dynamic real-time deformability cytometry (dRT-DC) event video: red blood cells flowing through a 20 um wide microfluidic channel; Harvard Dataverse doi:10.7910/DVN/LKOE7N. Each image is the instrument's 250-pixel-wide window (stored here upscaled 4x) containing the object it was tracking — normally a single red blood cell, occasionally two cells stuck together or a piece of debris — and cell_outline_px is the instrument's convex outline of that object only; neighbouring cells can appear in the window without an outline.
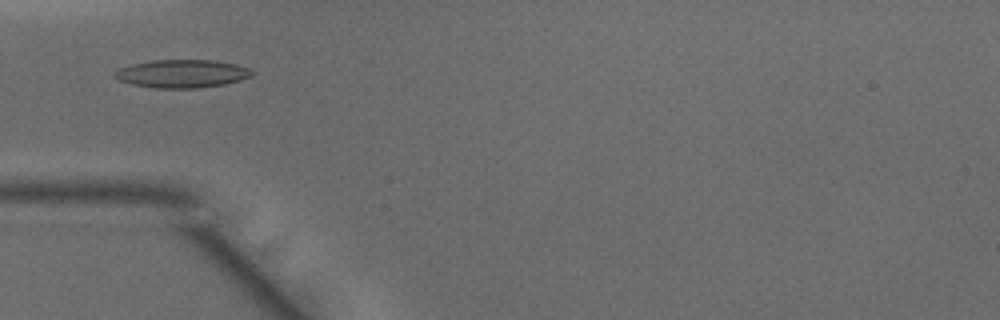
{"species": "common noctule bat (a hibernating species)", "species_latin": "Nyctalus noctula", "temperature_condition": "warm", "stored_images_in_passage": 45, "camera_frame_rate_fps": 3000, "um_per_image_px": 0.085, "animal": {"sex": "male", "body_mass_g": 15.6}, "frame": {"image": 1, "passage_image": 12, "time_ms": 3.667, "image_size_px": [1000, 320], "cell_outline_px": [[256, 72], [252, 76], [240, 80], [224, 84], [196, 88], [156, 88], [132, 84], [120, 80], [112, 76], [120, 68], [132, 64], [152, 60], [216, 60], [236, 64], [248, 68]], "centroid_in_image_um": [15.51, 6.25], "position_along_channel_um": 69.5, "area_um2": 22.43}}
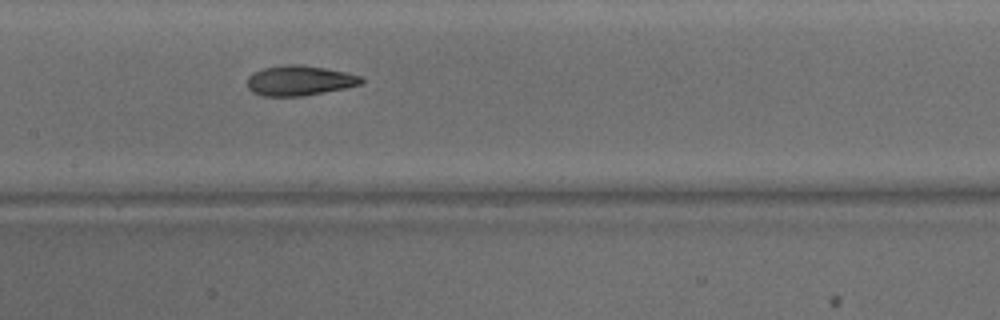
{"frame": {"image": 2, "passage_image": 20, "time_ms": 6.333, "image_size_px": [1000, 320], "cell_outline_px": [[364, 80], [360, 84], [344, 88], [300, 96], [264, 96], [252, 92], [248, 88], [248, 76], [252, 72], [264, 68], [284, 64], [300, 64], [324, 68], [344, 72], [360, 76]], "centroid_in_image_um": [25.4, 6.84], "position_along_channel_um": 182.0, "area_um2": 19.77}}
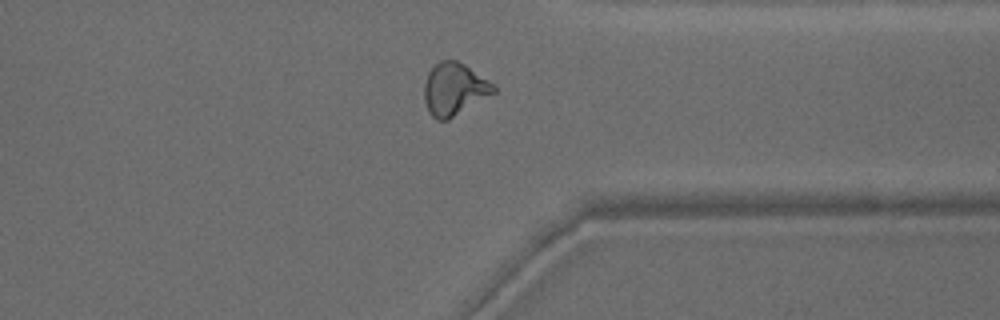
{"frame": {"image": 3, "passage_image": 34, "time_ms": 11.0, "image_size_px": [1000, 320], "cell_outline_px": [[496, 92], [448, 120], [436, 120], [428, 112], [424, 100], [424, 84], [428, 72], [440, 60], [456, 60], [464, 64], [496, 84]], "centroid_in_image_um": [38.62, 7.58], "position_along_channel_um": 372.8, "area_um2": 21.33}, "authors_computed_cell_mechanics": {"area_um2": 20.5768, "velocity_mm_per_s": 4.1625, "shape_relaxation_time_tau1_ms": 7.0014, "shape_relaxation_time_tau2_ms": 1.7479, "deformation_change_tau1": 0.2154, "deformation_change_tau2": 0.0822}}